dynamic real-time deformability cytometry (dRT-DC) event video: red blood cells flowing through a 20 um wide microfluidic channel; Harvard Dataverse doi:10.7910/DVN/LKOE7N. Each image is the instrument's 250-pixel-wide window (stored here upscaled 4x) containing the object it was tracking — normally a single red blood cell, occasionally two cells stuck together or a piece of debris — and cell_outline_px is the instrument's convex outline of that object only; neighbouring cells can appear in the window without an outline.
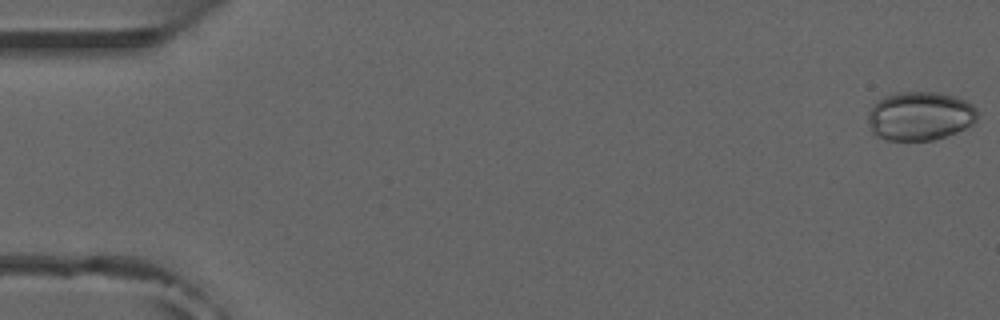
{"species": "common noctule bat (a hibernating species)", "species_latin": "Nyctalus noctula", "temperature_condition": "room temperature", "stored_images_in_passage": 52, "camera_frame_rate_fps": 3000, "um_per_image_px": 0.085, "animal": {"sex": "male", "forearm_length_mm": 52.5}, "frame": {"image": 1, "passage_image": 1, "time_ms": 0.0, "image_size_px": [1000, 320], "cell_outline_px": [[976, 124], [956, 132], [932, 140], [888, 140], [876, 136], [872, 132], [868, 120], [868, 112], [872, 104], [876, 100], [892, 92], [940, 92], [956, 96], [972, 104], [976, 108]], "centroid_in_image_um": [78.18, 9.84], "position_along_channel_um": 6.8, "area_um2": 31.5}}
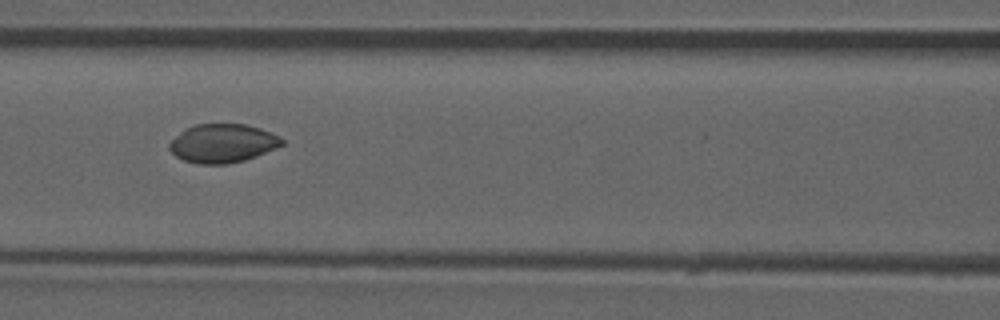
{"frame": {"image": 2, "passage_image": 23, "time_ms": 7.333, "image_size_px": [1000, 320], "cell_outline_px": [[284, 144], [276, 148], [256, 156], [244, 160], [228, 164], [200, 164], [184, 160], [176, 156], [168, 148], [168, 144], [184, 128], [196, 124], [244, 124], [260, 128], [272, 132], [280, 136], [284, 140]], "centroid_in_image_um": [18.94, 12.17], "position_along_channel_um": 147.7, "area_um2": 25.43}}